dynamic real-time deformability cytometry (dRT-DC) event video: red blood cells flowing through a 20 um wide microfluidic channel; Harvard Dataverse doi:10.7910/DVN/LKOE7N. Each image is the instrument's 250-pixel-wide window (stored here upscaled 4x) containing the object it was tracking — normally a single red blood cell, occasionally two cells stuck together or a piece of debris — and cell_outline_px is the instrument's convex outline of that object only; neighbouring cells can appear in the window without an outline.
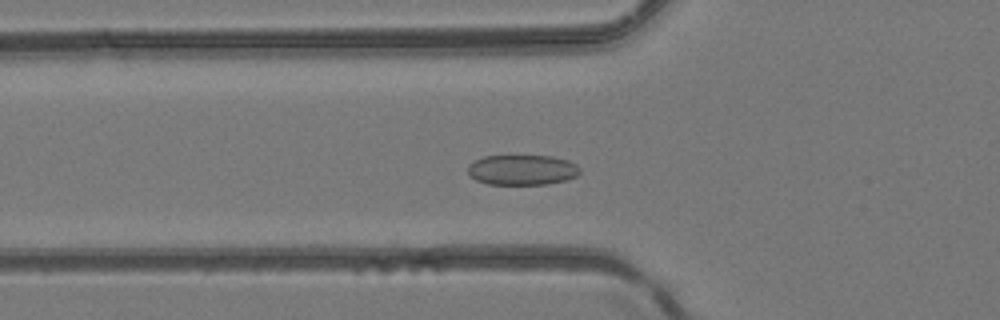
{"species": "common noctule bat (a hibernating species)", "species_latin": "Nyctalus noctula", "temperature_condition": "room temperature", "stored_images_in_passage": 35, "camera_frame_rate_fps": 3000, "um_per_image_px": 0.085, "animal": {"sex": "female", "body_mass_g": 24.6, "forearm_length_mm": 56.2}, "frame": {"image": 1, "passage_image": 3, "time_ms": 0.667, "image_size_px": [1000, 320], "cell_outline_px": [[580, 172], [576, 176], [568, 180], [548, 184], [488, 184], [476, 180], [468, 172], [468, 164], [484, 156], [552, 156], [568, 160], [576, 164], [580, 168]], "centroid_in_image_um": [44.41, 14.44], "position_along_channel_um": 81.4, "area_um2": 19.77}}
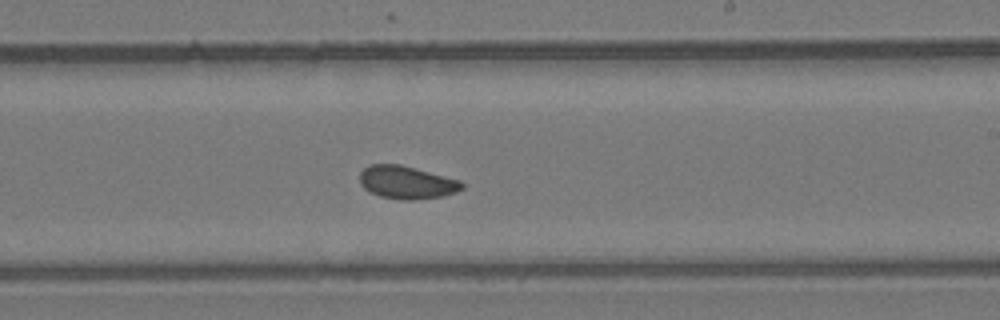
{"frame": {"image": 2, "passage_image": 15, "time_ms": 4.667, "image_size_px": [1000, 320], "cell_outline_px": [[464, 188], [456, 192], [444, 196], [408, 200], [400, 200], [380, 196], [364, 188], [360, 184], [360, 172], [368, 164], [400, 164], [460, 180], [464, 184]], "centroid_in_image_um": [34.57, 15.5], "position_along_channel_um": 254.4, "area_um2": 19.59}}
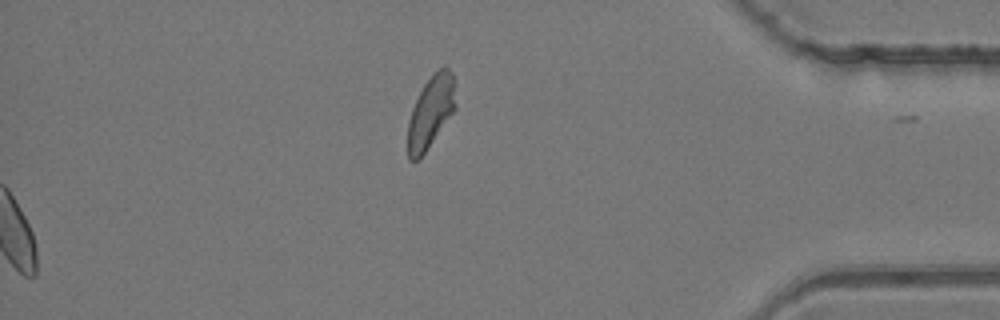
{"frame": {"image": 3, "passage_image": 35, "time_ms": 11.333, "image_size_px": [1000, 320], "cell_outline_px": [[456, 108], [424, 152], [416, 160], [408, 160], [408, 120], [412, 108], [424, 84], [432, 72], [444, 64], [452, 72], [456, 84]], "centroid_in_image_um": [36.64, 9.41], "position_along_channel_um": 398.6, "area_um2": 20.11}}